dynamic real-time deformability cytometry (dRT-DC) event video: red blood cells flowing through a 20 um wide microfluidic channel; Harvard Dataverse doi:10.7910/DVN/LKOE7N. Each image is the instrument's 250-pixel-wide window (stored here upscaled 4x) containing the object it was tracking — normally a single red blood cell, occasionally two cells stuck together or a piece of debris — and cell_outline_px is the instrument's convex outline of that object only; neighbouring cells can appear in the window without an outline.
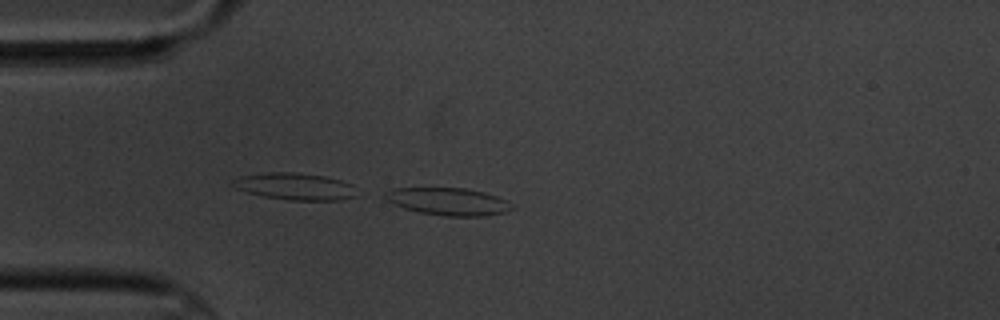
{"species": "common noctule bat (a hibernating species)", "species_latin": "Nyctalus noctula", "temperature_condition": "cold", "stored_images_in_passage": 5, "camera_frame_rate_fps": 3000, "um_per_image_px": 0.085, "animal": {"sex": "male", "body_mass_g": 20.1, "forearm_length_mm": 53.5}, "frame": {"image": 1, "passage_image": 4, "time_ms": 3.333, "image_size_px": [1000, 320], "cell_outline_px": [[516, 208], [504, 212], [484, 216], [444, 216], [420, 212], [404, 208], [384, 200], [384, 192], [392, 188], [464, 188], [484, 192], [508, 200]], "centroid_in_image_um": [38.1, 17.12], "position_along_channel_um": 46.9, "area_um2": 20.4}}